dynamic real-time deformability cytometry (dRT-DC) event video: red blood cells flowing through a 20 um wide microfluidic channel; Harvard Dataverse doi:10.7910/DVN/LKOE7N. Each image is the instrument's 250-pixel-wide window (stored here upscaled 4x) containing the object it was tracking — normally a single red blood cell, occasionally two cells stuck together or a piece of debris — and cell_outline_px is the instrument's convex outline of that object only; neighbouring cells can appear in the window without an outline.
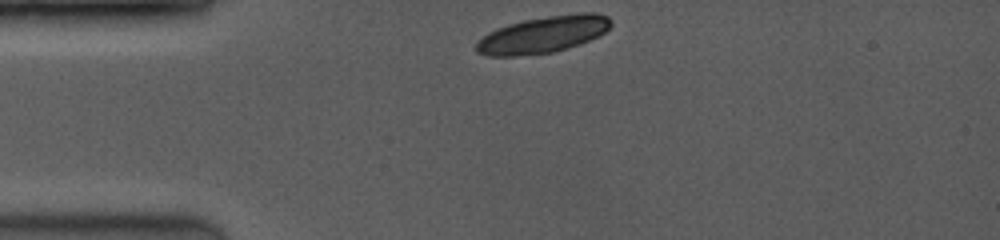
{"species": "common noctule bat (a hibernating species)", "species_latin": "Nyctalus noctula", "temperature_condition": "room temperature", "stored_images_in_passage": 3, "camera_frame_rate_fps": 3500, "um_per_image_px": 0.085, "animal": {"sex": "female", "body_mass_g": 19.0, "forearm_length_mm": 53.3}, "frame": {"image": 1, "passage_image": 1, "time_ms": 0.0, "image_size_px": [1000, 240], "cell_outline_px": [[612, 24], [604, 32], [588, 40], [552, 52], [516, 56], [488, 56], [476, 52], [476, 44], [488, 32], [496, 28], [508, 24], [524, 20], [548, 16], [580, 12], [596, 12], [608, 16], [612, 20]], "centroid_in_image_um": [46.15, 2.92], "position_along_channel_um": 38.8, "area_um2": 28.5}}